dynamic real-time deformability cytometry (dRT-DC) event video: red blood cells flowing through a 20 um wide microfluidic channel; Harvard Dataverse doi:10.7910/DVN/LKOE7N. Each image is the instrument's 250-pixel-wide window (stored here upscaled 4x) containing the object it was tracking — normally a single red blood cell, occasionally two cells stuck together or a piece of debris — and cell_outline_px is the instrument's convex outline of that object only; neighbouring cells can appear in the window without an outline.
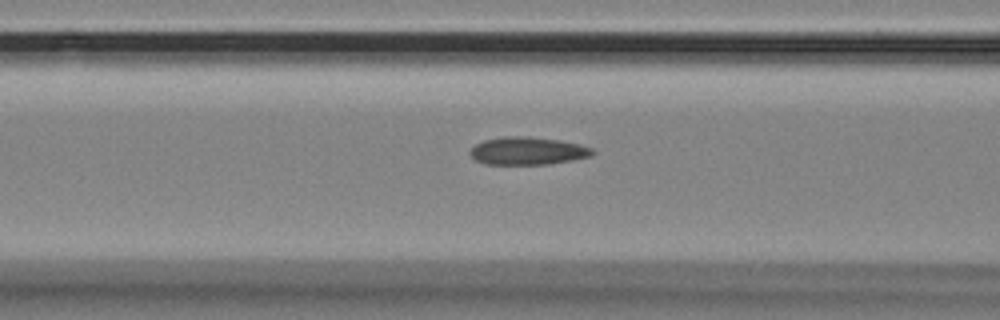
{"species": "Egyptian fruit bat (a non-hibernating species)", "species_latin": "Rousettus aegyptiacus", "temperature_condition": "room temperature", "stored_images_in_passage": 15, "camera_frame_rate_fps": 3000, "um_per_image_px": 0.085, "animal": {"sex": "female"}, "frame": {"image": 1, "passage_image": 9, "time_ms": 2.667, "image_size_px": [1000, 320], "cell_outline_px": [[596, 152], [592, 156], [572, 160], [548, 164], [484, 164], [476, 160], [468, 152], [476, 144], [484, 140], [504, 136], [524, 136], [560, 140], [580, 144], [592, 148]], "centroid_in_image_um": [44.87, 12.82], "position_along_channel_um": 121.7, "area_um2": 19.83}}
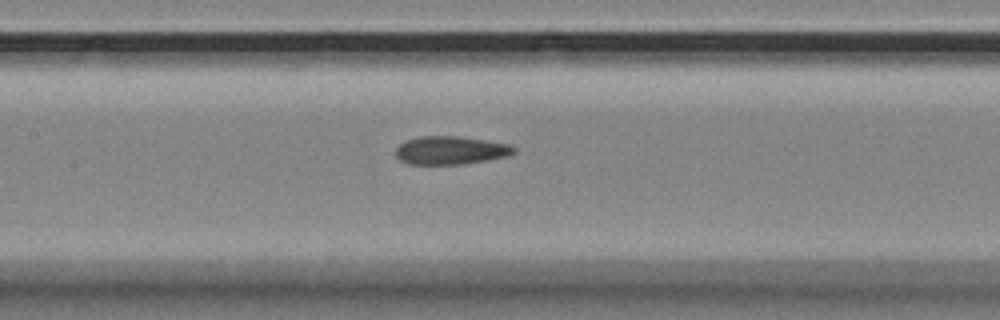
{"frame": {"image": 2, "passage_image": 13, "time_ms": 4.0, "image_size_px": [1000, 320], "cell_outline_px": [[516, 152], [508, 156], [464, 164], [408, 164], [400, 160], [396, 156], [396, 148], [400, 144], [408, 140], [420, 136], [456, 136], [512, 144], [516, 148]], "centroid_in_image_um": [38.33, 12.78], "position_along_channel_um": 169.1, "area_um2": 19.42}}